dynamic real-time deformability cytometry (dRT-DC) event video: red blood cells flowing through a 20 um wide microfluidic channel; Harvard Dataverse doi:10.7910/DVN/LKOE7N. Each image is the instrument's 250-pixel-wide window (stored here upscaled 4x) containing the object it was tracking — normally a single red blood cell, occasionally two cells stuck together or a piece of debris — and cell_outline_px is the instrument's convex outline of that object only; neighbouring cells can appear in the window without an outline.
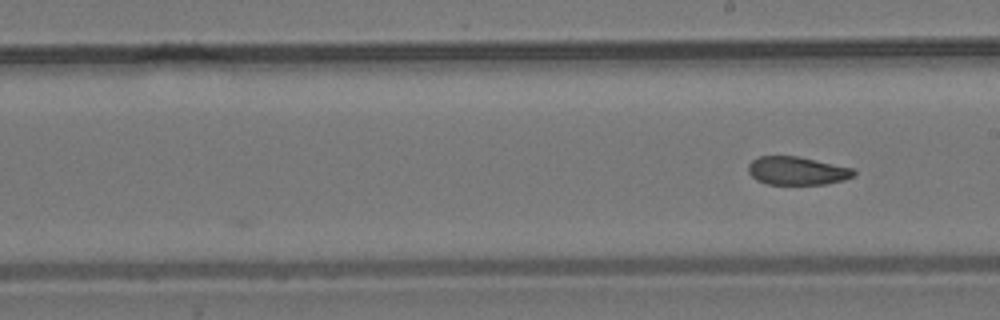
{"species": "common noctule bat (a hibernating species)", "species_latin": "Nyctalus noctula", "temperature_condition": "room temperature", "stored_images_in_passage": 10, "segment_of_instrument_passage": [2, 2], "camera_frame_rate_fps": 3000, "um_per_image_px": 0.085, "animal": {"sex": "male", "body_mass_g": 19.2, "forearm_length_mm": 51.8}, "frame": {"image": 1, "passage_image": 10, "time_ms": 11.667, "image_size_px": [1000, 320], "cell_outline_px": [[856, 176], [844, 180], [824, 184], [768, 184], [756, 180], [748, 172], [748, 164], [752, 160], [760, 156], [796, 156], [852, 168], [856, 172]], "centroid_in_image_um": [67.74, 14.52], "position_along_channel_um": 221.3, "area_um2": 17.28}}